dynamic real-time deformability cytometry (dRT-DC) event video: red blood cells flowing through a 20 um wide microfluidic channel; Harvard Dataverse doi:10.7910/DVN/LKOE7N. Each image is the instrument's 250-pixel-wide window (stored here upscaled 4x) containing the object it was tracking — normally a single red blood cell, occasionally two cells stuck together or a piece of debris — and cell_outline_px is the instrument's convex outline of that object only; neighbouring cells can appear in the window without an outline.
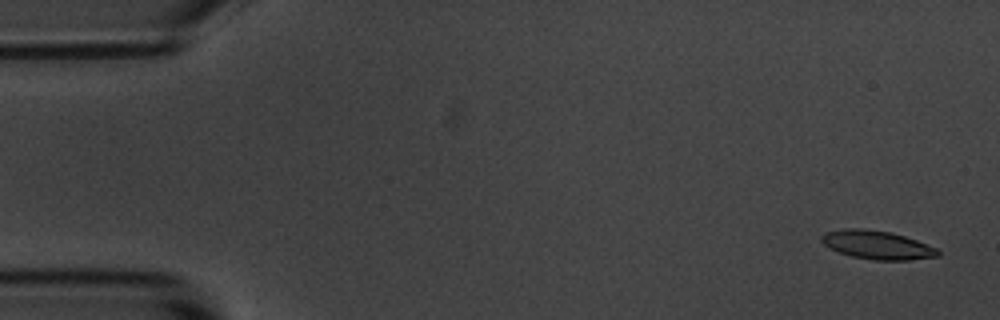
{"species": "common noctule bat (a hibernating species)", "species_latin": "Nyctalus noctula", "temperature_condition": "room temperature", "stored_images_in_passage": 6, "camera_frame_rate_fps": 3000, "um_per_image_px": 0.085, "animal": {"sex": "male", "body_mass_g": 20.1, "forearm_length_mm": 53.5}, "frame": {"image": 1, "passage_image": 1, "time_ms": 0.0, "image_size_px": [1000, 320], "cell_outline_px": [[940, 256], [908, 260], [872, 260], [852, 256], [836, 252], [824, 244], [820, 240], [820, 236], [828, 232], [844, 228], [864, 228], [892, 232], [916, 240], [936, 248], [940, 252]], "centroid_in_image_um": [74.54, 20.82], "position_along_channel_um": 10.5, "area_um2": 19.42}}
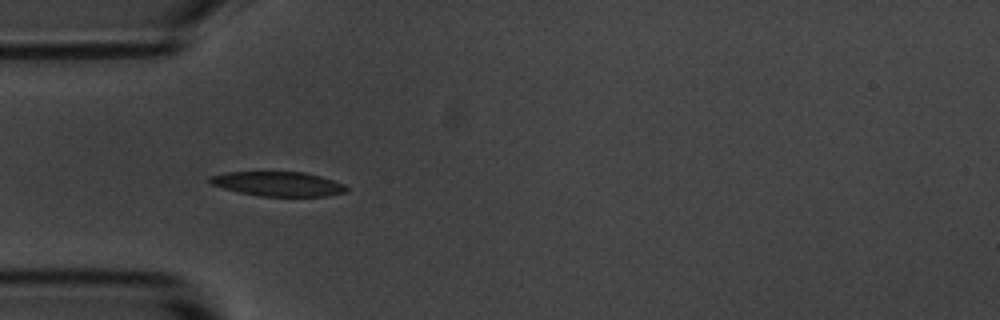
{"frame": {"image": 2, "passage_image": 5, "time_ms": 4.667, "image_size_px": [1000, 320], "cell_outline_px": [[348, 192], [328, 196], [260, 196], [240, 192], [224, 188], [212, 184], [208, 180], [208, 176], [228, 172], [304, 172], [320, 176], [344, 184], [348, 188]], "centroid_in_image_um": [23.66, 15.63], "position_along_channel_um": 61.3, "area_um2": 19.42}}